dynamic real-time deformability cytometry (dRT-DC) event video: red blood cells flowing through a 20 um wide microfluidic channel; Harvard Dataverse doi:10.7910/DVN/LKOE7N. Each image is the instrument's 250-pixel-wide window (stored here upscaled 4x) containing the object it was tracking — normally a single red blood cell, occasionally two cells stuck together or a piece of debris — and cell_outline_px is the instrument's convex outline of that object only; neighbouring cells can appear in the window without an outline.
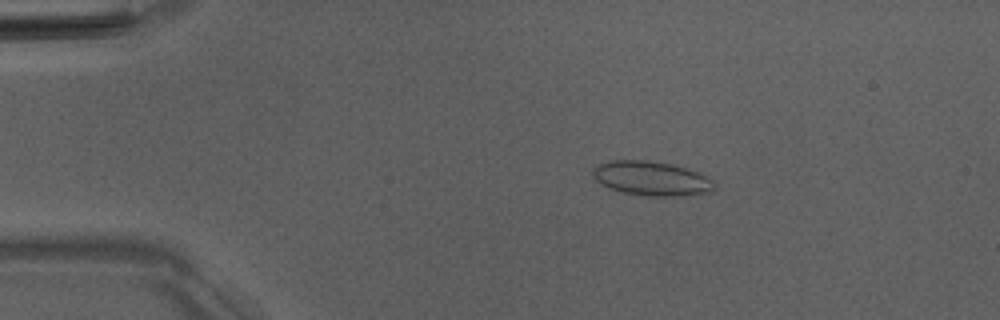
{"species": "Egyptian fruit bat (a non-hibernating species)", "species_latin": "Rousettus aegyptiacus", "temperature_condition": "room temperature", "stored_images_in_passage": 46, "camera_frame_rate_fps": 3000, "um_per_image_px": 0.085, "animal": {"sex": "male"}, "frame": {"image": 1, "passage_image": 4, "time_ms": 1.0, "image_size_px": [1000, 320], "cell_outline_px": [[716, 184], [708, 192], [684, 196], [644, 196], [620, 192], [608, 188], [596, 180], [592, 176], [592, 168], [596, 164], [612, 160], [648, 160], [672, 164], [700, 172], [712, 180]], "centroid_in_image_um": [55.33, 15.16], "position_along_channel_um": 29.7, "area_um2": 24.62}}
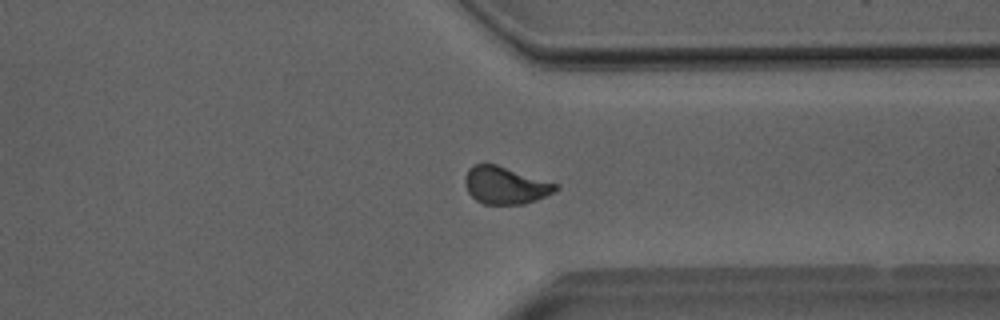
{"frame": {"image": 2, "passage_image": 34, "time_ms": 11.0, "image_size_px": [1000, 320], "cell_outline_px": [[560, 188], [536, 200], [524, 204], [484, 204], [476, 200], [468, 192], [464, 184], [464, 176], [468, 168], [472, 164], [496, 164], [560, 184]], "centroid_in_image_um": [42.94, 15.74], "position_along_channel_um": 368.5, "area_um2": 19.88}}
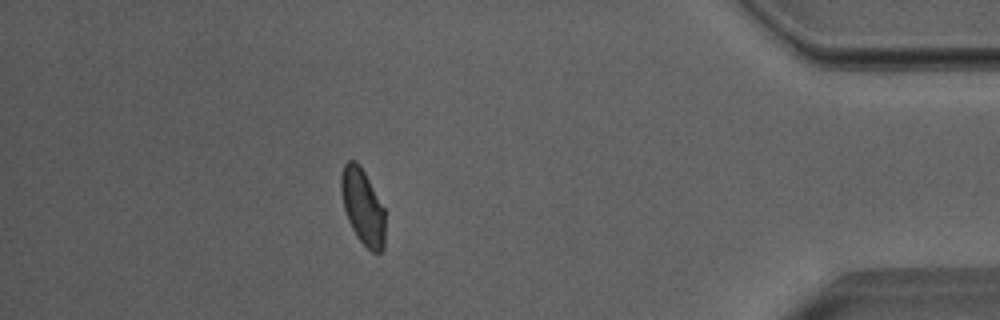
{"frame": {"image": 3, "passage_image": 40, "time_ms": 13.0, "image_size_px": [1000, 320], "cell_outline_px": [[384, 248], [380, 252], [372, 252], [356, 236], [348, 220], [344, 208], [340, 192], [340, 176], [344, 164], [348, 160], [356, 160], [360, 164], [384, 208]], "centroid_in_image_um": [30.81, 17.53], "position_along_channel_um": 404.4, "area_um2": 19.36}, "authors_computed_cell_mechanics": {"area_um2": 19.9699, "velocity_mm_per_s": 3.9954, "shape_relaxation_time_tau1_ms": 5.9798, "shape_relaxation_time_tau2_ms": 0.955, "deformation_change_tau1": 0.1094, "deformation_change_tau2": 0.0637}}